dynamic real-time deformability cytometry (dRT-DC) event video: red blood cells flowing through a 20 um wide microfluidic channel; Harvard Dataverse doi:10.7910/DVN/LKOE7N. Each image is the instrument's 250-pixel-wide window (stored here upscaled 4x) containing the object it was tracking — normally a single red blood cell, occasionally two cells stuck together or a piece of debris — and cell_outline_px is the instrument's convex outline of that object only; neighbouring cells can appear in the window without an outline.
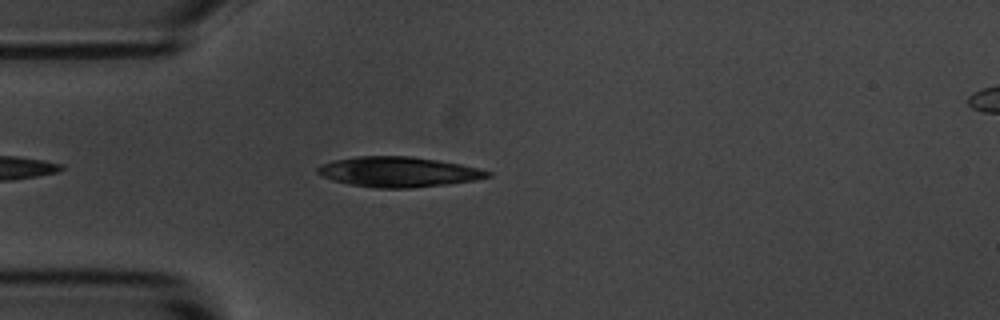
{"species": "common noctule bat (a hibernating species)", "species_latin": "Nyctalus noctula", "temperature_condition": "room temperature", "stored_images_in_passage": 27, "camera_frame_rate_fps": 3000, "um_per_image_px": 0.085, "animal": {"sex": "male", "body_mass_g": 20.1, "forearm_length_mm": 53.5}, "frame": {"image": 1, "passage_image": 5, "time_ms": 1.333, "image_size_px": [1000, 320], "cell_outline_px": [[492, 176], [476, 180], [448, 184], [408, 188], [376, 188], [352, 184], [332, 180], [320, 176], [316, 172], [316, 168], [320, 164], [332, 160], [356, 156], [412, 156], [460, 164], [492, 172]], "centroid_in_image_um": [33.82, 14.6], "position_along_channel_um": 51.2, "area_um2": 29.94}}